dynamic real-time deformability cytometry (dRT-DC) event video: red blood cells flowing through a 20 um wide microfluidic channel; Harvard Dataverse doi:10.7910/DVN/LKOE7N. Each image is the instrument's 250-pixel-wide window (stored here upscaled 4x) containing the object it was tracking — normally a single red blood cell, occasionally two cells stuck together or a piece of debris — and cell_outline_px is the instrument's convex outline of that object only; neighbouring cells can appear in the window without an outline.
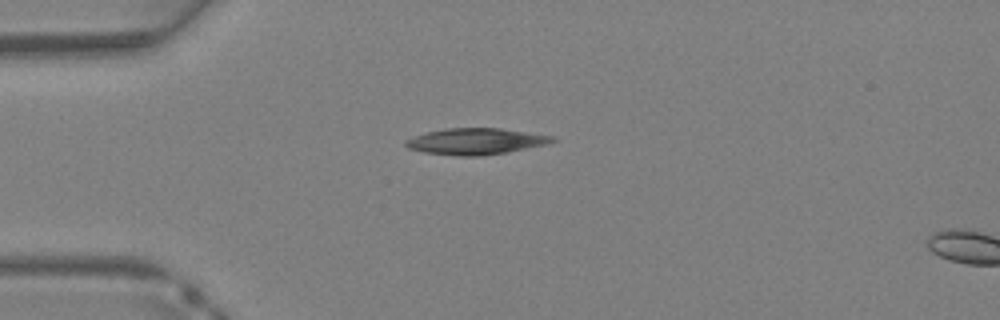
{"species": "Egyptian fruit bat (a non-hibernating species)", "species_latin": "Rousettus aegyptiacus", "temperature_condition": "warm", "stored_images_in_passage": 3, "camera_frame_rate_fps": 3000, "um_per_image_px": 0.085, "animal": {"sex": "female"}, "frame": {"image": 1, "passage_image": 1, "time_ms": 0.0, "image_size_px": [1000, 320], "cell_outline_px": [[556, 140], [548, 144], [508, 152], [480, 156], [460, 156], [424, 152], [408, 148], [404, 144], [404, 140], [412, 136], [444, 128], [500, 128], [556, 136]], "centroid_in_image_um": [40.45, 12.01], "position_along_channel_um": 44.6, "area_um2": 22.6}}